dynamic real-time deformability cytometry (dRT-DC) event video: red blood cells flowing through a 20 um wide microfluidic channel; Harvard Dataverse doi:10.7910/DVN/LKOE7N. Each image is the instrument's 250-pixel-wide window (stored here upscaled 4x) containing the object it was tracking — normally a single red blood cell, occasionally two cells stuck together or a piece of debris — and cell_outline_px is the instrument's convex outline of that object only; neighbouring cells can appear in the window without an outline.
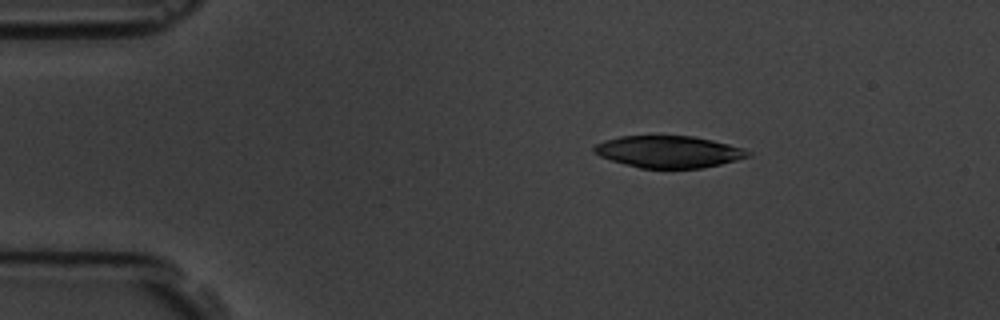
{"species": "common noctule bat (a hibernating species)", "species_latin": "Nyctalus noctula", "temperature_condition": "room temperature", "stored_images_in_passage": 4, "camera_frame_rate_fps": 3000, "um_per_image_px": 0.085, "animal": {"sex": "male", "body_mass_g": 19.5, "forearm_length_mm": 54.6}, "frame": {"image": 1, "passage_image": 2, "time_ms": 1.0, "image_size_px": [1000, 320], "cell_outline_px": [[752, 156], [720, 164], [700, 168], [640, 168], [624, 164], [600, 156], [592, 152], [592, 148], [596, 144], [604, 140], [620, 136], [692, 136], [712, 140], [744, 148], [752, 152]], "centroid_in_image_um": [56.84, 12.89], "position_along_channel_um": 28.2, "area_um2": 28.61}}